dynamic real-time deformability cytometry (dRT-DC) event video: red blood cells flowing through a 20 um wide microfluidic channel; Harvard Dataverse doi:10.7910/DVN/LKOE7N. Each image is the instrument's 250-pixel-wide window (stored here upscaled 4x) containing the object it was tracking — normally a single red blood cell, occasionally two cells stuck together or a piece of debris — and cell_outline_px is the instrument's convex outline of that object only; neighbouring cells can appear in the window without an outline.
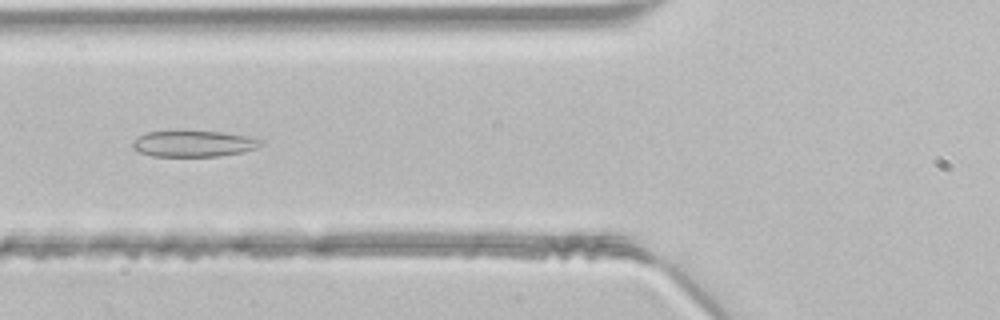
{"species": "common noctule bat (a hibernating species)", "species_latin": "Nyctalus noctula", "temperature_condition": "room temperature", "stored_images_in_passage": 35, "camera_frame_rate_fps": 3000, "um_per_image_px": 0.085, "animal": {"sex": "male", "body_mass_g": 21.5, "forearm_length_mm": 52.0}, "frame": {"image": 1, "passage_image": 6, "time_ms": 1.667, "image_size_px": [1000, 320], "cell_outline_px": [[264, 144], [256, 148], [244, 152], [220, 156], [152, 156], [136, 152], [132, 148], [132, 140], [148, 132], [220, 132], [248, 136], [264, 140]], "centroid_in_image_um": [16.47, 12.23], "position_along_channel_um": 109.3, "area_um2": 19.48}}
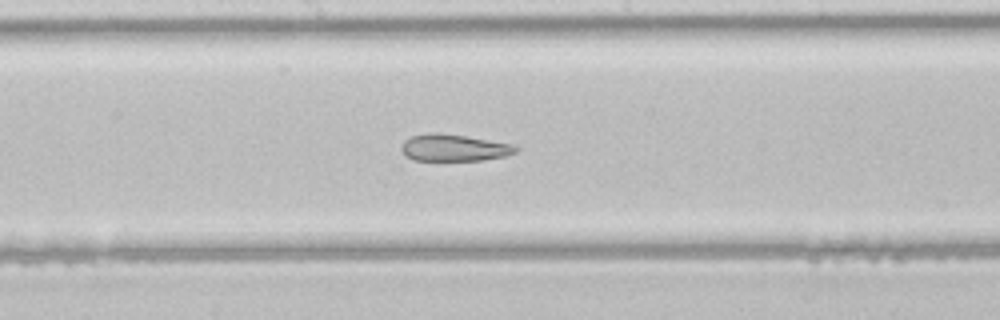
{"frame": {"image": 2, "passage_image": 13, "time_ms": 4.0, "image_size_px": [1000, 320], "cell_outline_px": [[520, 148], [516, 152], [504, 156], [480, 160], [412, 160], [400, 148], [404, 140], [412, 136], [428, 132], [440, 132], [512, 144]], "centroid_in_image_um": [38.57, 12.55], "position_along_channel_um": 209.6, "area_um2": 17.74}}
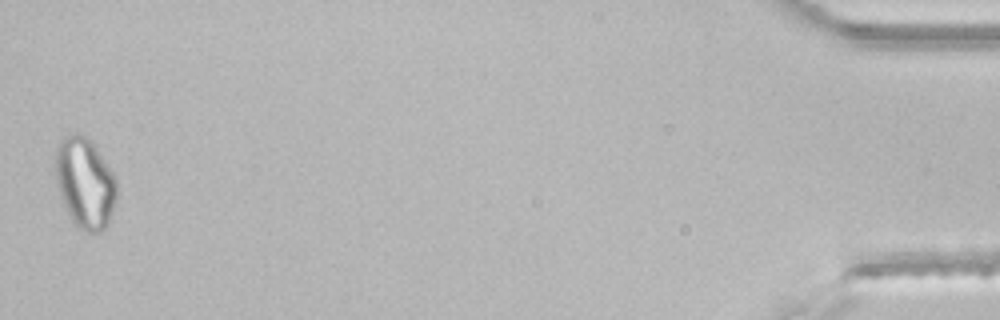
{"frame": {"image": 3, "passage_image": 35, "time_ms": 11.333, "image_size_px": [1000, 320], "cell_outline_px": [[116, 200], [108, 224], [100, 232], [88, 232], [80, 228], [72, 220], [60, 196], [56, 176], [56, 148], [60, 140], [64, 136], [72, 132], [76, 132], [92, 140], [116, 176]], "centroid_in_image_um": [7.24, 15.51], "position_along_channel_um": 428.0, "area_um2": 32.37}}